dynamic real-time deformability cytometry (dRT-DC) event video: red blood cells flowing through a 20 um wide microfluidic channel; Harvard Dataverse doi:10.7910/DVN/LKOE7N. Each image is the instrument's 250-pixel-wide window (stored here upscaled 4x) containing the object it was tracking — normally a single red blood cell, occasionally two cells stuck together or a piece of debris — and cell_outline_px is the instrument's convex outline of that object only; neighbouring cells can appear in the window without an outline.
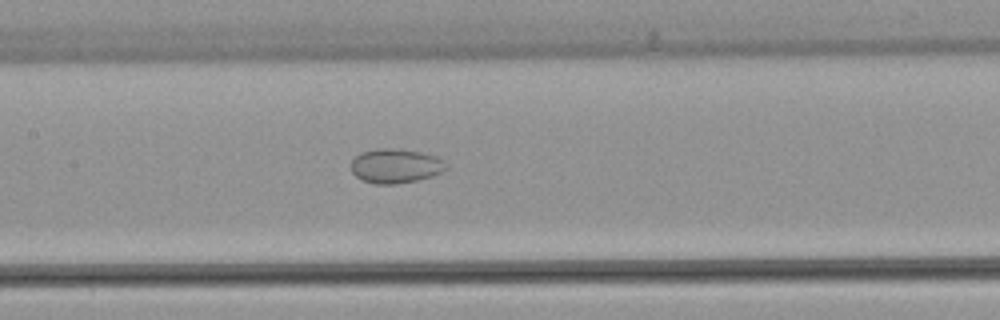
{"species": "common noctule bat (a hibernating species)", "species_latin": "Nyctalus noctula", "temperature_condition": "warm", "stored_images_in_passage": 32, "camera_frame_rate_fps": 3000, "um_per_image_px": 0.085, "animal": {"sex": "female", "body_mass_g": 22.7, "forearm_length_mm": 54.2}, "frame": {"image": 1, "passage_image": 14, "time_ms": 4.333, "image_size_px": [1000, 320], "cell_outline_px": [[448, 168], [432, 176], [416, 180], [396, 184], [376, 184], [364, 180], [356, 176], [352, 172], [352, 160], [360, 152], [376, 148], [396, 148], [420, 152], [436, 156], [444, 160], [448, 164]], "centroid_in_image_um": [33.64, 14.09], "position_along_channel_um": 173.8, "area_um2": 19.07}}
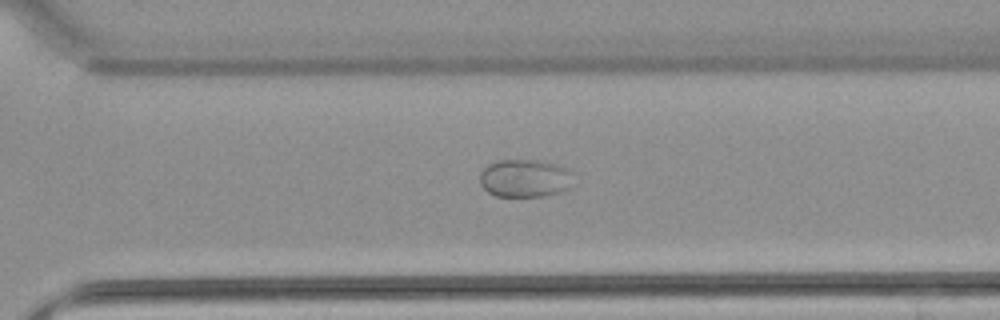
{"frame": {"image": 2, "passage_image": 26, "time_ms": 8.333, "image_size_px": [1000, 320], "cell_outline_px": [[572, 172], [568, 188], [560, 192], [544, 196], [496, 196], [488, 192], [480, 184], [480, 172], [488, 164], [496, 160], [532, 160], [556, 164], [572, 168]], "centroid_in_image_um": [44.6, 15.14], "position_along_channel_um": 326.0, "area_um2": 20.69}}
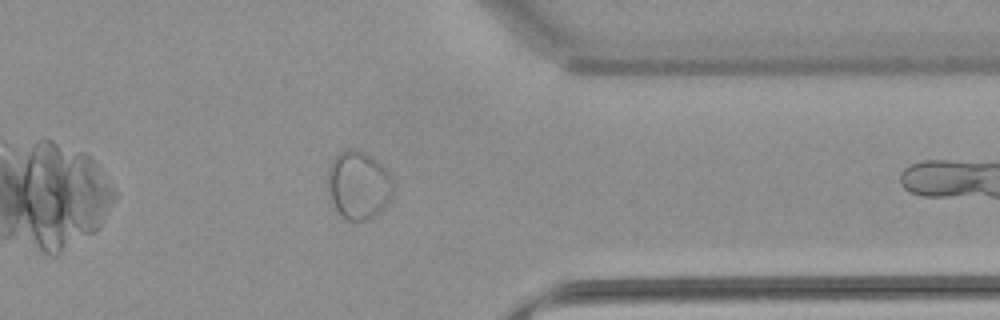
{"frame": {"image": 3, "passage_image": 31, "time_ms": 10.0, "image_size_px": [1000, 320], "cell_outline_px": [[392, 192], [384, 208], [368, 220], [348, 220], [340, 216], [328, 192], [328, 168], [332, 160], [344, 148], [356, 148], [364, 152], [376, 160], [392, 176]], "centroid_in_image_um": [30.45, 15.71], "position_along_channel_um": 380.9, "area_um2": 25.84}}